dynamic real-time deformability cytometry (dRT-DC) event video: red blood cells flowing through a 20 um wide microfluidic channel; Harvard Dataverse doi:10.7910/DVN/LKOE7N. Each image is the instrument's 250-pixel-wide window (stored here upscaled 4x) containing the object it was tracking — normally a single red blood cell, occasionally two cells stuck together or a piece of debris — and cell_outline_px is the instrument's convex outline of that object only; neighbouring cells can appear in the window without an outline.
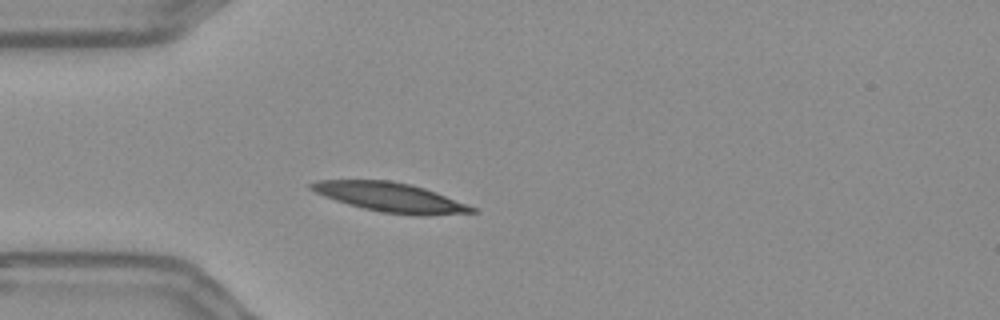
{"species": "Egyptian fruit bat (a non-hibernating species)", "species_latin": "Rousettus aegyptiacus", "temperature_condition": "warm", "stored_images_in_passage": 41, "camera_frame_rate_fps": 3000, "um_per_image_px": 0.085, "frame": {"image": 1, "passage_image": 1, "time_ms": 0.0, "image_size_px": [1000, 320], "cell_outline_px": [[480, 212], [428, 216], [412, 216], [380, 212], [348, 204], [324, 196], [308, 188], [308, 184], [316, 180], [388, 180], [408, 184], [424, 188], [436, 192], [476, 208]], "centroid_in_image_um": [33.2, 16.78], "position_along_channel_um": 51.8, "area_um2": 27.51}}
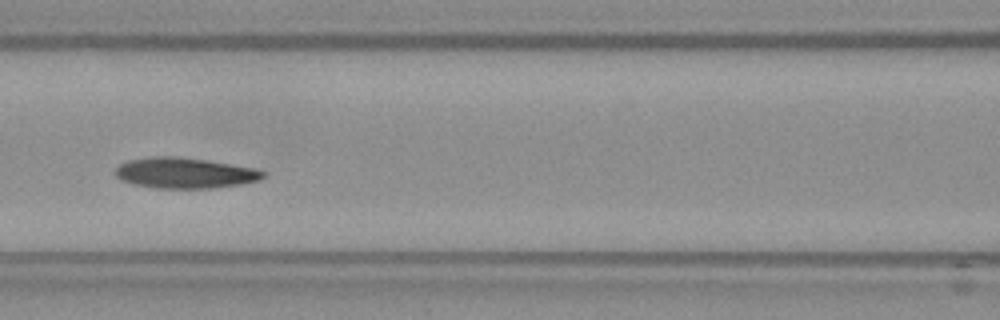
{"frame": {"image": 2, "passage_image": 10, "time_ms": 3.0, "image_size_px": [1000, 320], "cell_outline_px": [[268, 172], [260, 180], [240, 184], [216, 188], [156, 188], [132, 184], [120, 180], [112, 172], [120, 164], [128, 160], [152, 156], [180, 156], [208, 160], [256, 168]], "centroid_in_image_um": [15.7, 14.7], "position_along_channel_um": 150.9, "area_um2": 26.82}}
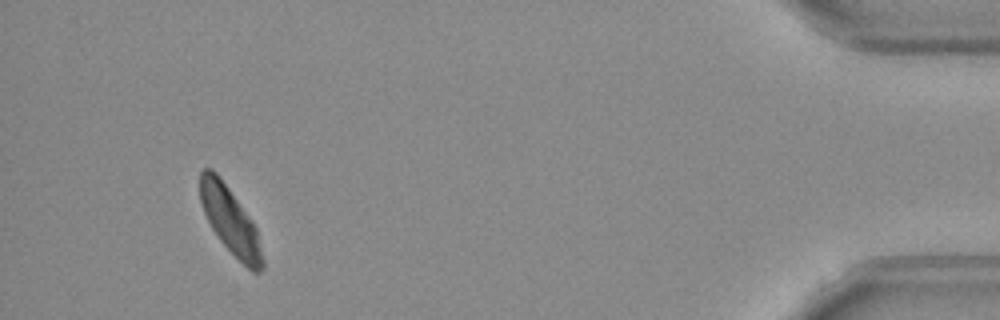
{"frame": {"image": 3, "passage_image": 38, "time_ms": 12.333, "image_size_px": [1000, 320], "cell_outline_px": [[264, 268], [260, 272], [252, 272], [220, 240], [212, 228], [204, 212], [200, 200], [200, 172], [204, 168], [212, 168], [220, 176], [252, 220], [256, 228], [264, 260]], "centroid_in_image_um": [19.58, 18.73], "position_along_channel_um": 415.6, "area_um2": 23.99}, "authors_computed_cell_mechanics": {"area_um2": 26.1256, "velocity_mm_per_s": 3.5912, "shape_relaxation_time_tau1_ms": 3.0594, "shape_relaxation_time_tau2_ms": 5.5963, "deformation_change_tau1": 0.1086, "deformation_change_tau2": 0.1289}}